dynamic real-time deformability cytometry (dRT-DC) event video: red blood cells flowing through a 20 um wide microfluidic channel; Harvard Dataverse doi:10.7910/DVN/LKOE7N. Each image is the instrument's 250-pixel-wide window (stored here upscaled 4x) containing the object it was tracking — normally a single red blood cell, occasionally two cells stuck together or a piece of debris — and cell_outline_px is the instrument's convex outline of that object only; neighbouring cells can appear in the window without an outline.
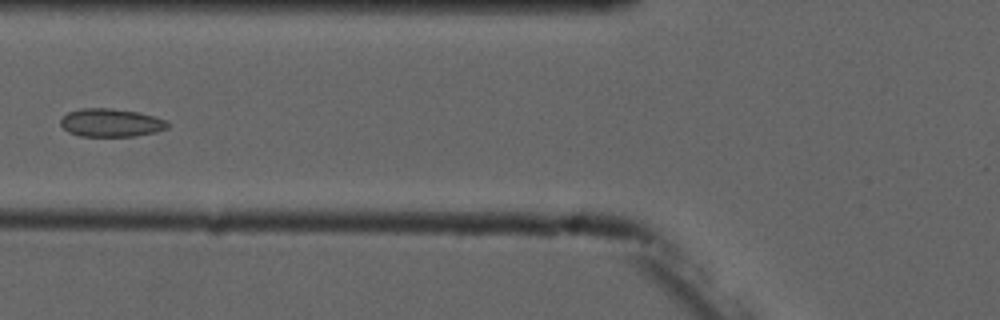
{"species": "common noctule bat (a hibernating species)", "species_latin": "Nyctalus noctula", "temperature_condition": "cold", "stored_images_in_passage": 7, "camera_frame_rate_fps": 3000, "um_per_image_px": 0.085, "animal": {"sex": "male", "forearm_length_mm": 52.5}, "frame": {"image": 1, "passage_image": 7, "time_ms": 7.0, "image_size_px": [1000, 320], "cell_outline_px": [[168, 128], [156, 132], [136, 136], [80, 136], [68, 132], [60, 124], [60, 120], [68, 112], [80, 108], [112, 108], [136, 112], [152, 116], [164, 120], [168, 124]], "centroid_in_image_um": [9.4, 10.43], "position_along_channel_um": 116.4, "area_um2": 17.46}}